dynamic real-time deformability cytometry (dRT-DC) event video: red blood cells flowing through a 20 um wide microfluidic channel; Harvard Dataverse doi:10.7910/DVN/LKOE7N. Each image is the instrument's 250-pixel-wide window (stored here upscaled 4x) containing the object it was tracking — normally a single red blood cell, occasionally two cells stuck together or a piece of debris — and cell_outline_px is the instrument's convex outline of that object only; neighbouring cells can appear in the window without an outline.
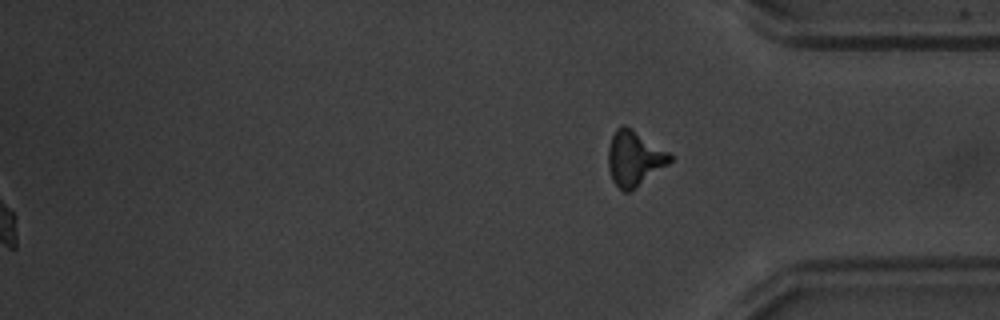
{"species": "common noctule bat (a hibernating species)", "species_latin": "Nyctalus noctula", "temperature_condition": "warm", "stored_images_in_passage": 56, "segment_of_instrument_passage": [2, 2], "camera_frame_rate_fps": 3000, "um_per_image_px": 0.085, "animal": {"sex": "male", "body_mass_g": 20.1, "forearm_length_mm": 53.5}, "frame": {"image": 1, "passage_image": 56, "time_ms": 18.333, "image_size_px": [1000, 320], "cell_outline_px": [[672, 160], [668, 164], [628, 192], [624, 192], [612, 180], [608, 168], [608, 148], [612, 136], [616, 128], [624, 124], [632, 128], [668, 152], [672, 156]], "centroid_in_image_um": [53.88, 13.43], "position_along_channel_um": 381.3, "area_um2": 19.48}}